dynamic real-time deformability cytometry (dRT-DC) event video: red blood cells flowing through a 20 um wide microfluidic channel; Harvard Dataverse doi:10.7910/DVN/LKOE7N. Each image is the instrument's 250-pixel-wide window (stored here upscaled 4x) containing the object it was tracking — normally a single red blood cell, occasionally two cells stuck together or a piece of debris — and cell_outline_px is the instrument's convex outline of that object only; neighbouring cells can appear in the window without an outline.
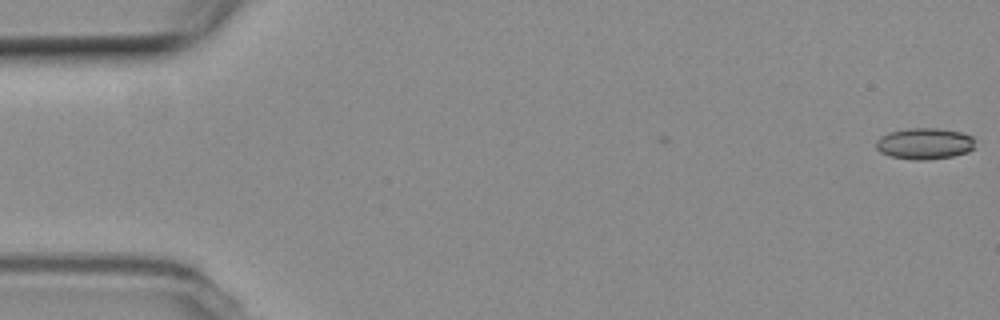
{"species": "common noctule bat (a hibernating species)", "species_latin": "Nyctalus noctula", "temperature_condition": "room temperature", "stored_images_in_passage": 3, "camera_frame_rate_fps": 3000, "um_per_image_px": 0.085, "animal": {"sex": "female", "body_mass_g": 19.3, "forearm_length_mm": 54.1}, "frame": {"image": 1, "passage_image": 1, "time_ms": 0.0, "image_size_px": [1000, 320], "cell_outline_px": [[976, 140], [972, 148], [968, 152], [952, 156], [928, 160], [912, 160], [892, 156], [880, 152], [876, 148], [876, 140], [880, 136], [888, 132], [908, 128], [936, 128], [960, 132], [972, 136]], "centroid_in_image_um": [78.57, 12.2], "position_along_channel_um": 6.4, "area_um2": 18.15}}